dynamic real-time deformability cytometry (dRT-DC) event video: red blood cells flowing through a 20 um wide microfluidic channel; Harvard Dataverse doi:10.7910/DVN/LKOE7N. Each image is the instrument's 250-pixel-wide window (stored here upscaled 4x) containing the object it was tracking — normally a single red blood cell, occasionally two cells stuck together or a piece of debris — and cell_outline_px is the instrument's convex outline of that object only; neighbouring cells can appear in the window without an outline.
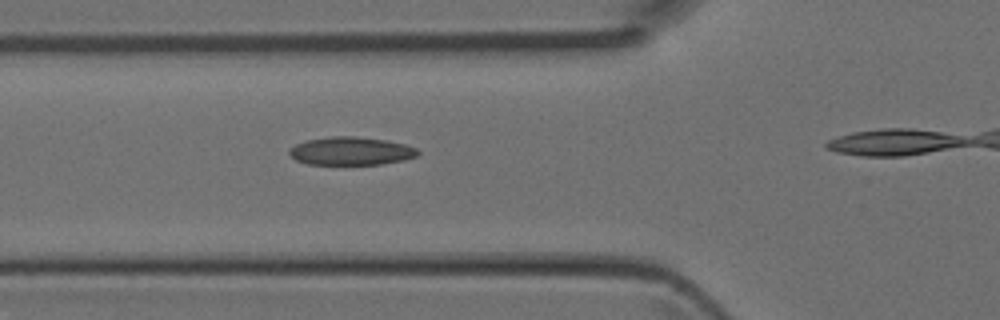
{"species": "Egyptian fruit bat (a non-hibernating species)", "species_latin": "Rousettus aegyptiacus", "temperature_condition": "room temperature", "stored_images_in_passage": 10, "camera_frame_rate_fps": 3000, "um_per_image_px": 0.085, "animal": {"sex": "female"}, "frame": {"image": 1, "passage_image": 4, "time_ms": 1.0, "image_size_px": [1000, 320], "cell_outline_px": [[420, 152], [416, 156], [404, 160], [380, 164], [308, 164], [296, 160], [288, 152], [288, 148], [296, 144], [308, 140], [332, 136], [356, 136], [384, 140], [404, 144], [416, 148]], "centroid_in_image_um": [29.82, 12.84], "position_along_channel_um": 96.0, "area_um2": 20.92}}
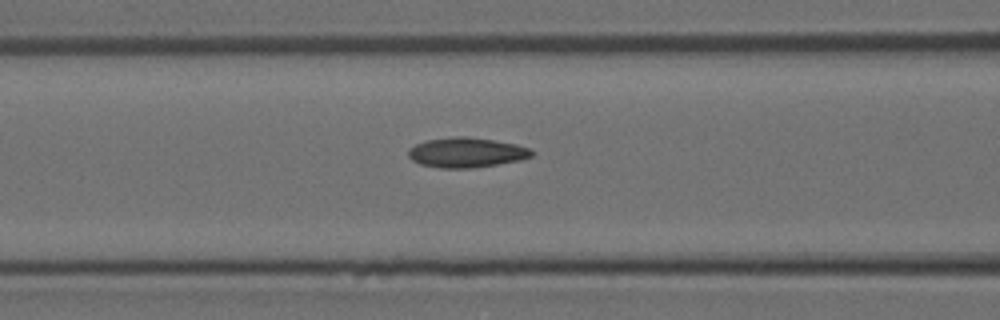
{"frame": {"image": 2, "passage_image": 6, "time_ms": 1.667, "image_size_px": [1000, 320], "cell_outline_px": [[532, 156], [520, 160], [472, 168], [440, 168], [420, 164], [412, 160], [408, 156], [408, 148], [424, 140], [456, 136], [468, 136], [516, 144], [528, 148], [532, 152]], "centroid_in_image_um": [39.59, 12.96], "position_along_channel_um": 127.0, "area_um2": 21.44}}
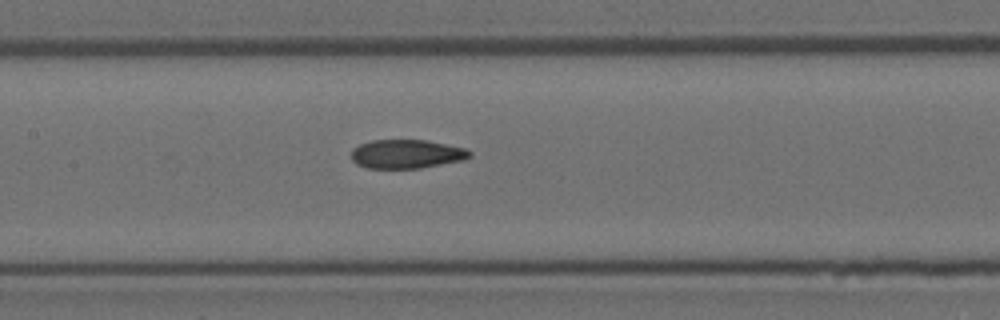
{"frame": {"image": 3, "passage_image": 9, "time_ms": 2.667, "image_size_px": [1000, 320], "cell_outline_px": [[472, 156], [464, 160], [420, 168], [368, 168], [356, 164], [352, 160], [352, 148], [360, 144], [372, 140], [428, 140], [464, 148], [472, 152]], "centroid_in_image_um": [34.56, 13.09], "position_along_channel_um": 172.8, "area_um2": 19.94}}